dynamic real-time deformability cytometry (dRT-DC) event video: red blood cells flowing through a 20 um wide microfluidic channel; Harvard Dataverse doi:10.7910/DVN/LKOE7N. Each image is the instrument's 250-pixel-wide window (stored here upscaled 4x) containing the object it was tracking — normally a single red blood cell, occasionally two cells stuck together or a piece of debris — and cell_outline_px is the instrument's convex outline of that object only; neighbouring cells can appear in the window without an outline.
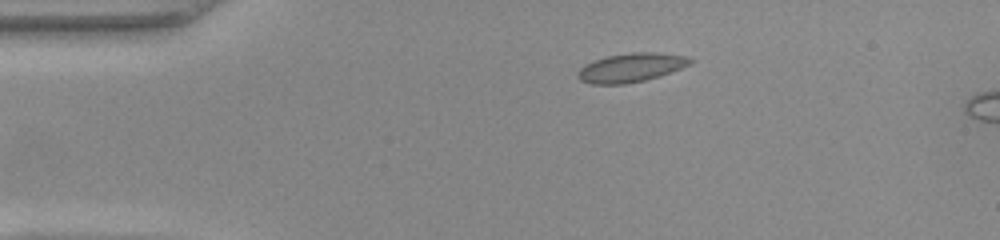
{"species": "common noctule bat (a hibernating species)", "species_latin": "Nyctalus noctula", "temperature_condition": "warm", "stored_images_in_passage": 6, "camera_frame_rate_fps": 3000, "um_per_image_px": 0.085, "animal": {"sex": "female", "body_mass_g": 22.0, "forearm_length_mm": 56.7}, "frame": {"image": 1, "passage_image": 1, "time_ms": 0.0, "image_size_px": [1000, 240], "cell_outline_px": [[696, 60], [680, 68], [660, 76], [644, 80], [624, 84], [592, 84], [580, 80], [576, 76], [576, 72], [584, 64], [608, 56], [632, 52], [656, 52], [688, 56]], "centroid_in_image_um": [53.63, 5.74], "position_along_channel_um": 31.4, "area_um2": 18.9}}